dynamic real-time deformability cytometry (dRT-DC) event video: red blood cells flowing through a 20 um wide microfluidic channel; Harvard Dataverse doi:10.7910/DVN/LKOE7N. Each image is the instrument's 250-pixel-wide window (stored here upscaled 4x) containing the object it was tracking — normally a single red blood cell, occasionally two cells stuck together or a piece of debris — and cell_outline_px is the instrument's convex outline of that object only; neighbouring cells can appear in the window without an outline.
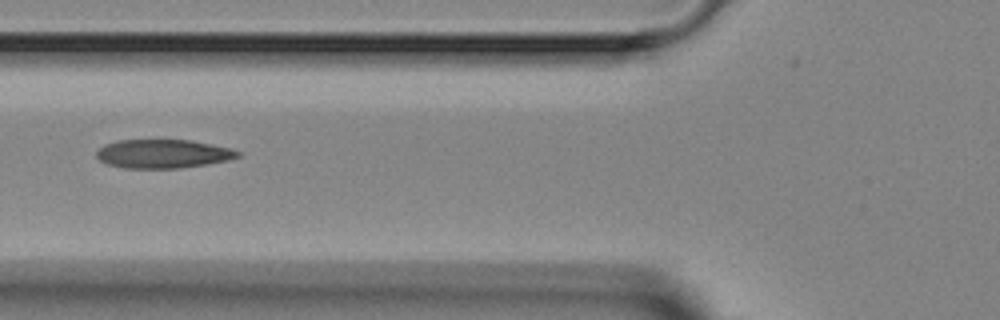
{"species": "Egyptian fruit bat (a non-hibernating species)", "species_latin": "Rousettus aegyptiacus", "temperature_condition": "room temperature", "stored_images_in_passage": 5, "camera_frame_rate_fps": 3000, "um_per_image_px": 0.085, "animal": {"sex": "female"}, "frame": {"image": 1, "passage_image": 5, "time_ms": 5.333, "image_size_px": [1000, 320], "cell_outline_px": [[240, 156], [228, 160], [208, 164], [180, 168], [124, 168], [108, 164], [100, 160], [96, 156], [96, 152], [104, 144], [116, 140], [192, 140], [232, 148], [240, 152]], "centroid_in_image_um": [13.87, 13.07], "position_along_channel_um": 111.9, "area_um2": 23.76}}